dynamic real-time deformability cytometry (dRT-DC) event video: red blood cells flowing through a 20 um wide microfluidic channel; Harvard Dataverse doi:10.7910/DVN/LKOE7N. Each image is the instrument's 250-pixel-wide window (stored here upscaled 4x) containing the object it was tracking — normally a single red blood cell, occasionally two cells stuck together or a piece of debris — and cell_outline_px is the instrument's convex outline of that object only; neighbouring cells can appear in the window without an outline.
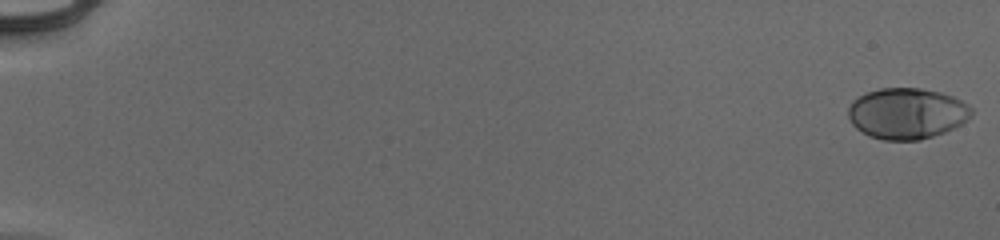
{"species": "human", "species_latin": "Homo sapiens", "temperature_condition": "cold", "stored_images_in_passage": 55, "camera_frame_rate_fps": 3000, "um_per_image_px": 0.085, "donor": {"sex": "male"}, "frame": {"image": 1, "passage_image": 1, "time_ms": 0.0, "image_size_px": [1000, 240], "cell_outline_px": [[972, 116], [968, 120], [944, 132], [920, 140], [884, 140], [868, 136], [856, 128], [852, 124], [848, 116], [848, 108], [852, 100], [864, 92], [880, 88], [920, 88], [940, 92], [952, 96], [968, 104], [972, 108]], "centroid_in_image_um": [77.06, 9.63], "position_along_channel_um": 7.9, "area_um2": 36.82}}
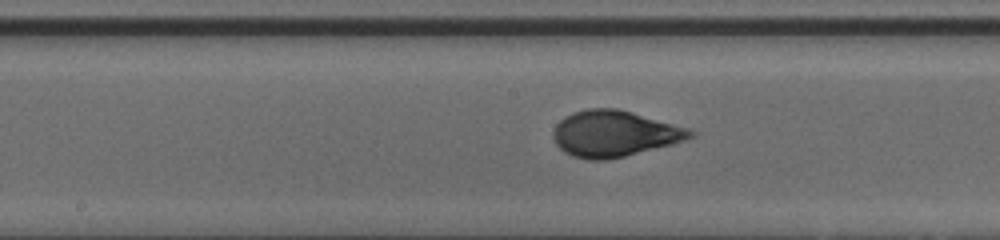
{"frame": {"image": 2, "passage_image": 31, "time_ms": 10.0, "image_size_px": [1000, 240], "cell_outline_px": [[696, 136], [672, 144], [608, 160], [588, 160], [572, 156], [564, 152], [556, 144], [552, 136], [552, 132], [556, 124], [564, 116], [572, 112], [588, 108], [616, 108], [632, 112], [692, 128], [696, 132]], "centroid_in_image_um": [52.23, 11.35], "position_along_channel_um": 196.0, "area_um2": 37.17}}
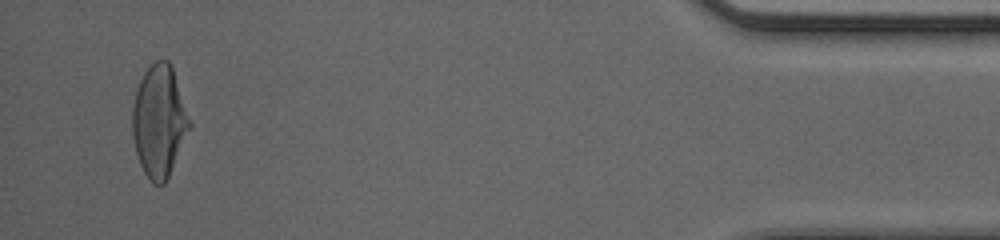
{"frame": {"image": 3, "passage_image": 53, "time_ms": 17.333, "image_size_px": [1000, 240], "cell_outline_px": [[192, 128], [164, 184], [152, 184], [144, 172], [140, 164], [136, 152], [132, 136], [132, 104], [136, 88], [144, 72], [156, 60], [168, 60], [172, 68], [192, 124]], "centroid_in_image_um": [13.52, 10.32], "position_along_channel_um": 421.7, "area_um2": 37.34}, "authors_computed_cell_mechanics": {"area_um2": 36.0094, "velocity_mm_per_s": 3.9418, "shape_relaxation_time_tau1_ms": 3.5552, "shape_relaxation_time_tau2_ms": null, "deformation_change_tau1": 0.1869, "deformation_change_tau2": null}}